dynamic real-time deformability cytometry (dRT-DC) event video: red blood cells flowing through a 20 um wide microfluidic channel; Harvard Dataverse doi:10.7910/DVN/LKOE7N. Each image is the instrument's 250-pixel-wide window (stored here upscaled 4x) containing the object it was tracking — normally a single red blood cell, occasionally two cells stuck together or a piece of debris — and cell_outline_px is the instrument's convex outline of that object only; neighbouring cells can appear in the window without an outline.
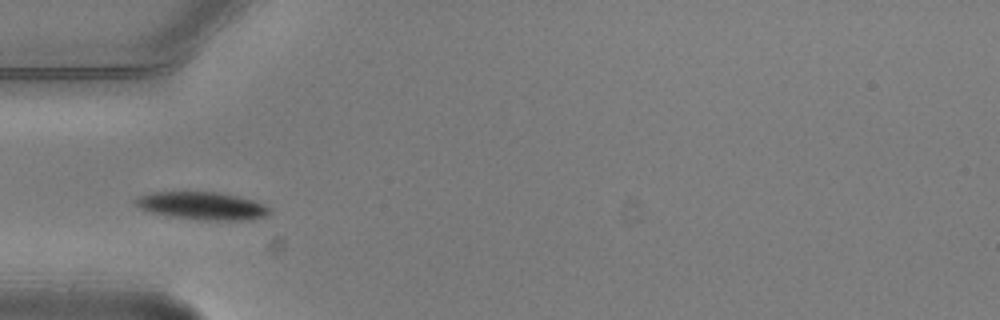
{"species": "common noctule bat (a hibernating species)", "species_latin": "Nyctalus noctula", "temperature_condition": "warm", "stored_images_in_passage": 6, "camera_frame_rate_fps": 3000, "um_per_image_px": 0.085, "animal": {"sex": "male", "body_mass_g": 20.5, "forearm_length_mm": 52.5}, "frame": {"image": 1, "passage_image": 2, "time_ms": 0.333, "image_size_px": [1000, 320], "cell_outline_px": [[272, 208], [264, 216], [240, 220], [200, 220], [168, 216], [136, 208], [136, 200], [140, 196], [156, 192], [220, 192], [240, 196], [252, 200]], "centroid_in_image_um": [17.17, 17.49], "position_along_channel_um": 67.8, "area_um2": 21.44}}
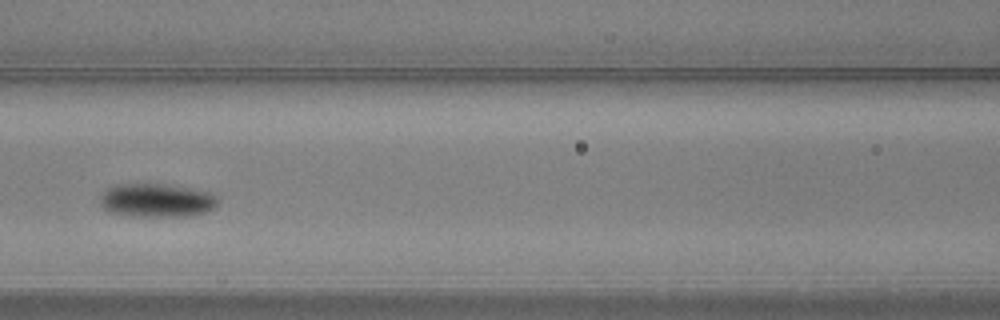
{"frame": {"image": 2, "passage_image": 4, "time_ms": 1.0, "image_size_px": [1000, 320], "cell_outline_px": [[216, 204], [208, 212], [192, 216], [132, 216], [108, 212], [100, 204], [100, 196], [104, 188], [112, 184], [164, 184], [188, 188], [208, 192], [216, 196]], "centroid_in_image_um": [13.24, 17.03], "position_along_channel_um": 153.4, "area_um2": 23.18}}
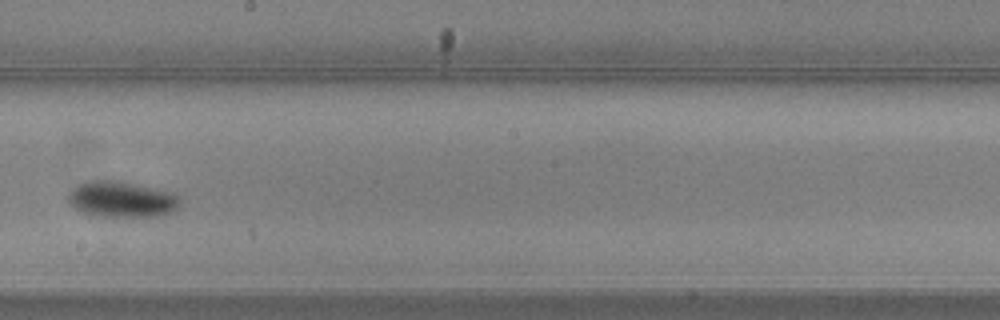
{"frame": {"image": 3, "passage_image": 6, "time_ms": 1.667, "image_size_px": [1000, 320], "cell_outline_px": [[180, 204], [172, 212], [160, 216], [104, 216], [84, 212], [76, 208], [68, 200], [68, 192], [76, 184], [92, 180], [112, 180], [176, 192], [180, 196]], "centroid_in_image_um": [10.38, 16.93], "position_along_channel_um": 237.8, "area_um2": 23.29}}